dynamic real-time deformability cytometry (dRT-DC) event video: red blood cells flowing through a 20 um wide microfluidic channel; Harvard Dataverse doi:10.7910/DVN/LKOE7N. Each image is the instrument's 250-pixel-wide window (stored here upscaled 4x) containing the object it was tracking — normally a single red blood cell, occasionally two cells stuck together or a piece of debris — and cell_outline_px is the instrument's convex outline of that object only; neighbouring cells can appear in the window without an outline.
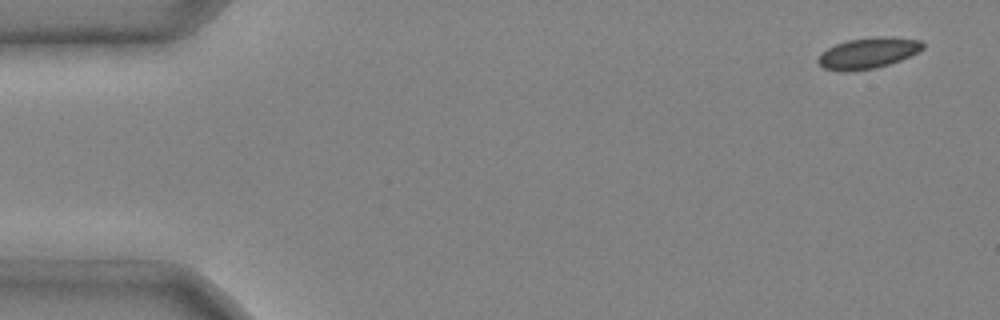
{"species": "common noctule bat (a hibernating species)", "species_latin": "Nyctalus noctula", "temperature_condition": "cold", "stored_images_in_passage": 5, "camera_frame_rate_fps": 3000, "um_per_image_px": 0.085, "animal": {"sex": "male", "body_mass_g": 20.4}, "frame": {"image": 1, "passage_image": 1, "time_ms": 0.0, "image_size_px": [1000, 320], "cell_outline_px": [[924, 48], [900, 60], [876, 68], [844, 72], [824, 68], [816, 60], [820, 52], [836, 44], [848, 40], [876, 36], [884, 36], [920, 40], [924, 44]], "centroid_in_image_um": [73.75, 4.51], "position_along_channel_um": 11.3, "area_um2": 18.79}}
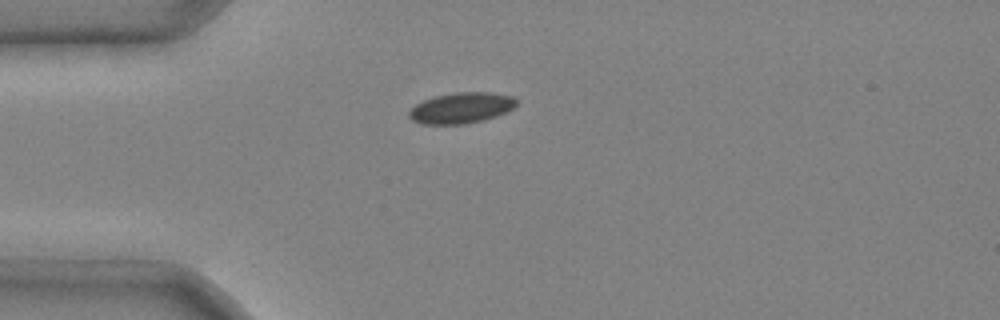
{"frame": {"image": 2, "passage_image": 3, "time_ms": 0.667, "image_size_px": [1000, 320], "cell_outline_px": [[520, 100], [512, 108], [496, 116], [484, 120], [464, 124], [420, 124], [412, 120], [408, 116], [408, 112], [416, 104], [424, 100], [436, 96], [456, 92], [492, 92], [512, 96]], "centroid_in_image_um": [39.21, 9.17], "position_along_channel_um": 45.8, "area_um2": 19.31}}
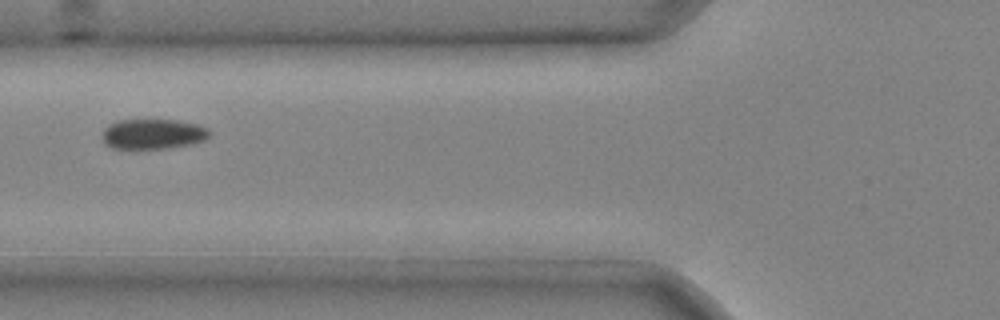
{"frame": {"image": 3, "passage_image": 5, "time_ms": 1.333, "image_size_px": [1000, 320], "cell_outline_px": [[212, 132], [204, 140], [192, 144], [168, 148], [136, 152], [112, 148], [104, 144], [100, 136], [104, 128], [108, 124], [116, 120], [176, 120], [196, 124], [208, 128]], "centroid_in_image_um": [12.91, 11.44], "position_along_channel_um": 112.9, "area_um2": 19.83}}